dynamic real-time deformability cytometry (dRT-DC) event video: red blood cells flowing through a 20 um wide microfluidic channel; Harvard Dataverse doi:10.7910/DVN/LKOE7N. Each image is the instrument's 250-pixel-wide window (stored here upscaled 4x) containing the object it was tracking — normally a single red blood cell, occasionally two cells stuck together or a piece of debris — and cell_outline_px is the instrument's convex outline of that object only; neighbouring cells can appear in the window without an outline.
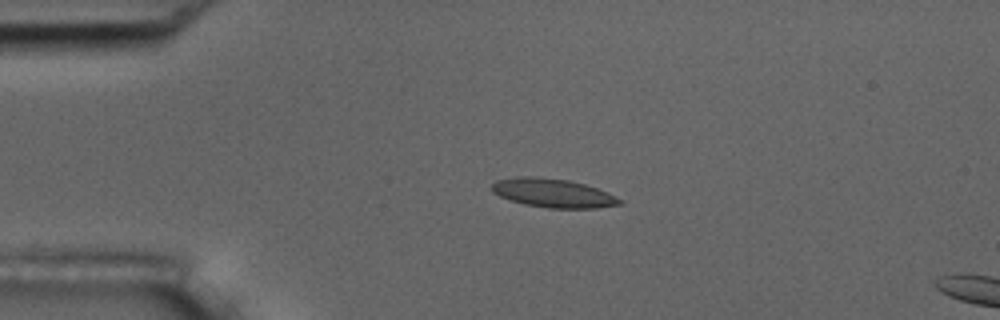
{"species": "common noctule bat (a hibernating species)", "species_latin": "Nyctalus noctula", "temperature_condition": "room temperature", "stored_images_in_passage": 5, "camera_frame_rate_fps": 3000, "um_per_image_px": 0.085, "animal": {"sex": "male", "body_mass_g": 17.5, "forearm_length_mm": 52.3}, "frame": {"image": 1, "passage_image": 3, "time_ms": 3.333, "image_size_px": [1000, 320], "cell_outline_px": [[620, 204], [596, 208], [548, 208], [524, 204], [500, 196], [492, 192], [492, 184], [496, 180], [516, 176], [536, 176], [568, 180], [584, 184], [608, 192], [620, 200]], "centroid_in_image_um": [46.96, 16.4], "position_along_channel_um": 38.0, "area_um2": 21.27}}